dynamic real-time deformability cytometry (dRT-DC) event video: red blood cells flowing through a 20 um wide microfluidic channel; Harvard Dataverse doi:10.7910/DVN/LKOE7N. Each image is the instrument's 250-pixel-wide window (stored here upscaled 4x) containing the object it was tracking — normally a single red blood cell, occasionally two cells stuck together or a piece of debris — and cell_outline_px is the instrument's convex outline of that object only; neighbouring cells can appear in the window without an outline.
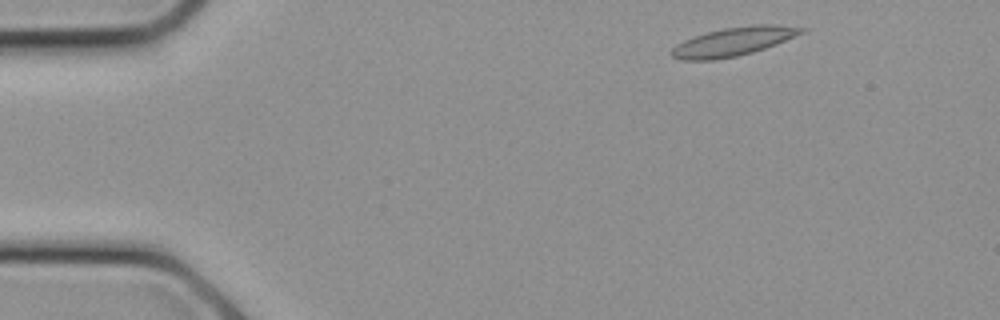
{"species": "common noctule bat (a hibernating species)", "species_latin": "Nyctalus noctula", "temperature_condition": "cold", "stored_images_in_passage": 20, "segment_of_instrument_passage": [1, 2], "camera_frame_rate_fps": 3000, "um_per_image_px": 0.085, "animal": {"sex": "female", "body_mass_g": 21.9}, "frame": {"image": 1, "passage_image": 1, "time_ms": 0.0, "image_size_px": [1000, 320], "cell_outline_px": [[808, 28], [804, 32], [776, 44], [752, 52], [736, 56], [716, 60], [680, 60], [672, 56], [668, 52], [676, 44], [684, 40], [708, 32], [724, 28], [756, 24], [776, 24]], "centroid_in_image_um": [62.32, 3.53], "position_along_channel_um": 22.7, "area_um2": 21.62}}
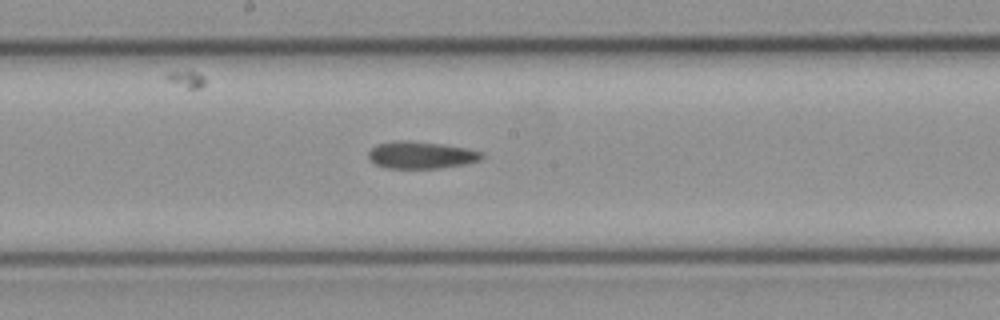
{"frame": {"image": 2, "passage_image": 7, "time_ms": 2.0, "image_size_px": [1000, 320], "cell_outline_px": [[484, 156], [480, 160], [468, 164], [440, 168], [388, 168], [376, 164], [368, 160], [368, 152], [376, 144], [396, 140], [408, 140], [444, 144], [484, 152]], "centroid_in_image_um": [35.79, 13.17], "position_along_channel_um": 212.4, "area_um2": 18.15}}
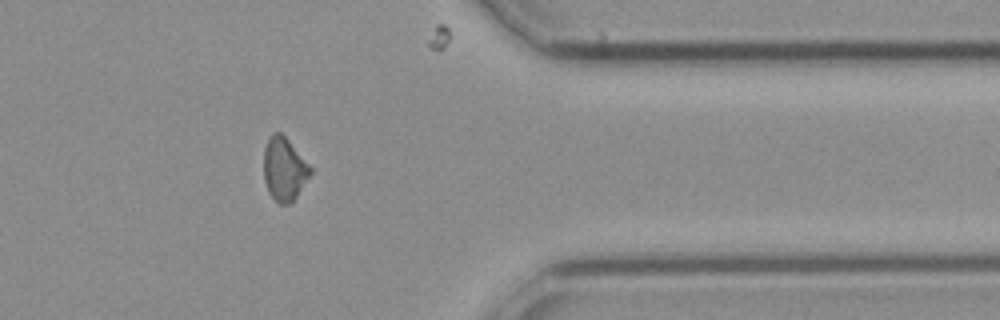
{"frame": {"image": 3, "passage_image": 14, "time_ms": 4.333, "image_size_px": [1000, 320], "cell_outline_px": [[312, 172], [296, 196], [288, 204], [280, 204], [268, 192], [264, 180], [264, 148], [268, 136], [272, 132], [280, 132], [288, 140], [312, 168]], "centroid_in_image_um": [24.13, 14.34], "position_along_channel_um": 387.3, "area_um2": 16.99}}